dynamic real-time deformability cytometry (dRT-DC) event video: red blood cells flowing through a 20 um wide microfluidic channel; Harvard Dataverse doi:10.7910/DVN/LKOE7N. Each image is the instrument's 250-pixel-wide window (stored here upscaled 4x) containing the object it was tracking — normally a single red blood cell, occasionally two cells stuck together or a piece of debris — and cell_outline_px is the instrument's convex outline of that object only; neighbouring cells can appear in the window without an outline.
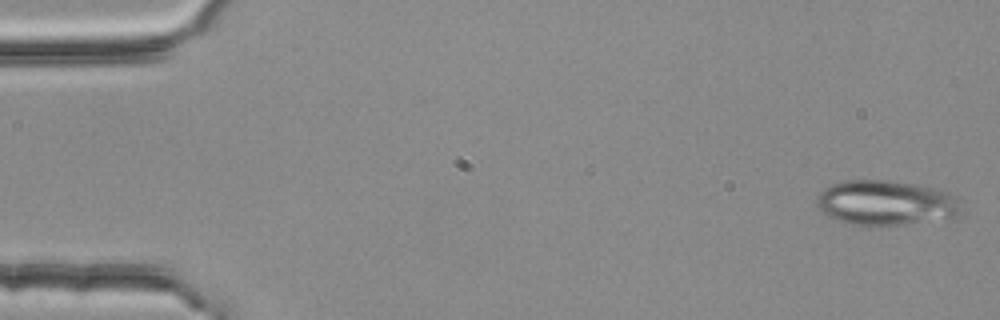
{"species": "common noctule bat (a hibernating species)", "species_latin": "Nyctalus noctula", "temperature_condition": "room temperature", "stored_images_in_passage": 4, "camera_frame_rate_fps": 3000, "um_per_image_px": 0.085, "animal": {"sex": "female", "body_mass_g": 25.1}, "frame": {"image": 1, "passage_image": 1, "time_ms": 0.0, "image_size_px": [1000, 320], "cell_outline_px": [[964, 212], [956, 216], [900, 224], [852, 224], [836, 220], [828, 216], [816, 204], [816, 200], [820, 192], [824, 188], [832, 184], [848, 180], [884, 180], [912, 184], [932, 188], [948, 192], [956, 196], [960, 200]], "centroid_in_image_um": [75.31, 17.22], "position_along_channel_um": 9.7, "area_um2": 37.22}}